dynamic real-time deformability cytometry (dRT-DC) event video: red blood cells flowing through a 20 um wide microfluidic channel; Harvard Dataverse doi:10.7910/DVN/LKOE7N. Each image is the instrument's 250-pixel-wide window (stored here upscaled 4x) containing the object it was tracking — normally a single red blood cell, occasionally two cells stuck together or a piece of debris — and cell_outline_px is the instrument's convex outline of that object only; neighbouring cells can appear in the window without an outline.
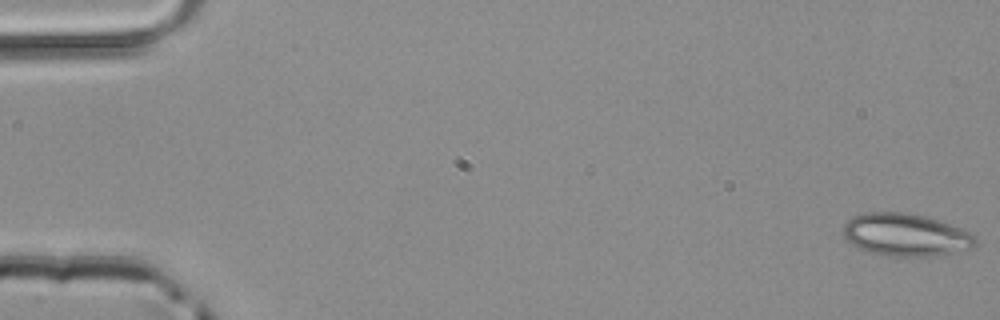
{"species": "common noctule bat (a hibernating species)", "species_latin": "Nyctalus noctula", "temperature_condition": "room temperature", "stored_images_in_passage": 50, "camera_frame_rate_fps": 3000, "um_per_image_px": 0.085, "animal": {"sex": "male", "body_mass_g": 20.4}, "frame": {"image": 1, "passage_image": 1, "time_ms": 0.0, "image_size_px": [1000, 320], "cell_outline_px": [[976, 244], [972, 248], [936, 256], [876, 256], [852, 244], [844, 236], [844, 224], [848, 220], [864, 212], [904, 212], [924, 216], [952, 224], [968, 232], [976, 240]], "centroid_in_image_um": [76.97, 19.97], "position_along_channel_um": 8.0, "area_um2": 32.77}}
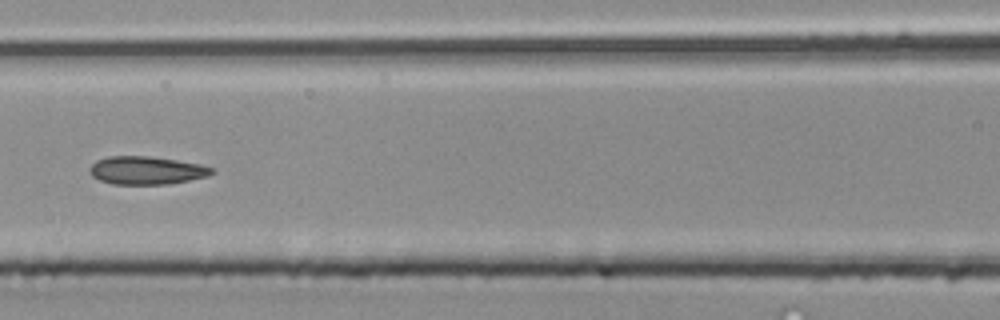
{"frame": {"image": 2, "passage_image": 23, "time_ms": 7.333, "image_size_px": [1000, 320], "cell_outline_px": [[216, 172], [208, 176], [168, 184], [112, 184], [100, 180], [92, 176], [88, 172], [88, 168], [96, 160], [108, 156], [148, 156], [176, 160], [200, 164], [212, 168]], "centroid_in_image_um": [12.42, 14.48], "position_along_channel_um": 154.2, "area_um2": 20.0}}
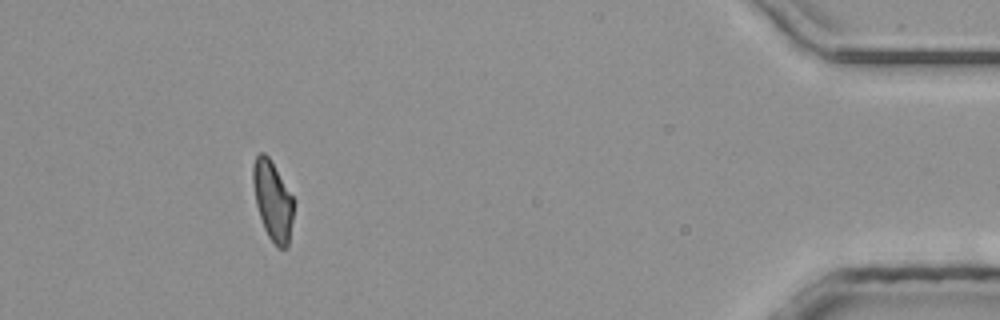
{"frame": {"image": 3, "passage_image": 46, "time_ms": 15.0, "image_size_px": [1000, 320], "cell_outline_px": [[292, 220], [288, 248], [280, 248], [268, 236], [264, 228], [256, 204], [252, 180], [252, 168], [256, 156], [260, 152], [264, 152], [268, 156], [292, 196]], "centroid_in_image_um": [23.15, 17.04], "position_along_channel_um": 412.0, "area_um2": 18.32}}